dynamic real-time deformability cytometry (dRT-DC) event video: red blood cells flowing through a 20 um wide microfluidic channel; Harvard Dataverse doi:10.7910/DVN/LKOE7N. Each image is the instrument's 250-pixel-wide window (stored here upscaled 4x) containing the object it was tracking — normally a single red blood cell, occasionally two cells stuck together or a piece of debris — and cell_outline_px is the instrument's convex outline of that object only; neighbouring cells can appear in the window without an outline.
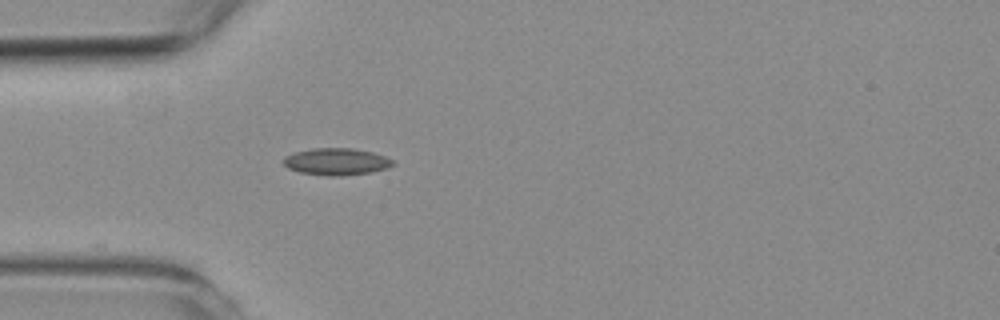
{"species": "common noctule bat (a hibernating species)", "species_latin": "Nyctalus noctula", "temperature_condition": "room temperature", "stored_images_in_passage": 42, "camera_frame_rate_fps": 3000, "um_per_image_px": 0.085, "animal": {"sex": "female", "body_mass_g": 19.3, "forearm_length_mm": 54.1}, "frame": {"image": 1, "passage_image": 1, "time_ms": 0.0, "image_size_px": [1000, 320], "cell_outline_px": [[396, 164], [388, 168], [372, 172], [344, 176], [328, 176], [300, 172], [288, 168], [280, 160], [284, 156], [296, 152], [312, 148], [352, 148], [372, 152], [396, 160]], "centroid_in_image_um": [28.62, 13.74], "position_along_channel_um": 56.4, "area_um2": 17.46}}
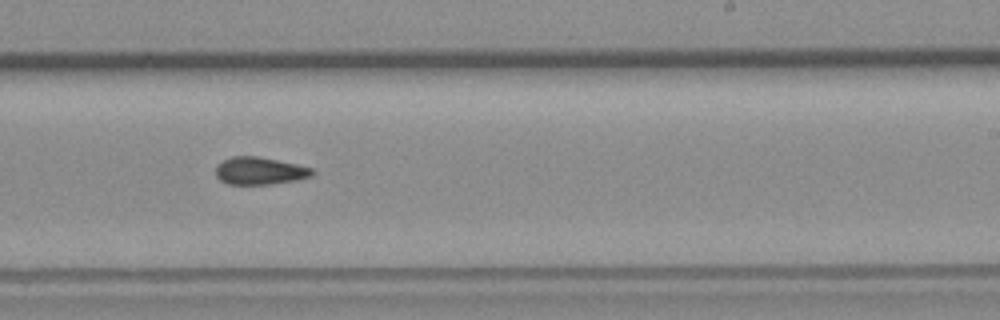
{"frame": {"image": 2, "passage_image": 19, "time_ms": 6.0, "image_size_px": [1000, 320], "cell_outline_px": [[316, 172], [312, 176], [296, 180], [272, 184], [228, 184], [220, 180], [216, 176], [216, 164], [232, 156], [256, 156], [296, 164], [312, 168]], "centroid_in_image_um": [22.07, 14.52], "position_along_channel_um": 266.9, "area_um2": 15.43}}
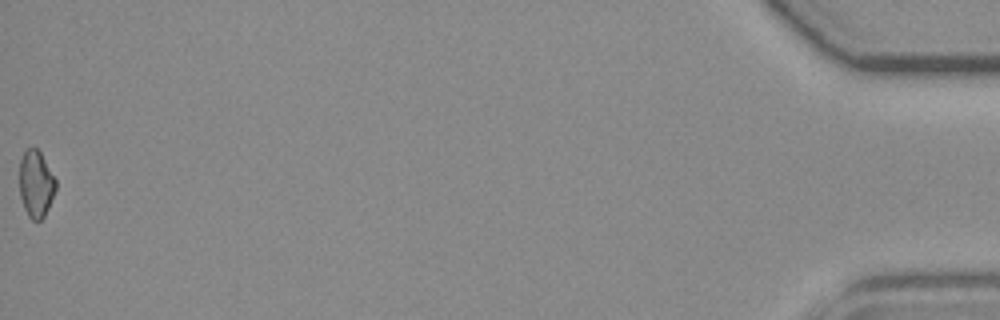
{"frame": {"image": 3, "passage_image": 42, "time_ms": 13.667, "image_size_px": [1000, 320], "cell_outline_px": [[56, 188], [48, 208], [44, 216], [40, 220], [32, 220], [28, 216], [24, 208], [20, 196], [20, 160], [24, 148], [36, 148], [40, 152], [56, 180]], "centroid_in_image_um": [3.04, 15.62], "position_along_channel_um": 432.2, "area_um2": 14.05}, "authors_computed_cell_mechanics": {"area_um2": 15.4326, "velocity_mm_per_s": 3.5714, "shape_relaxation_time_tau1_ms": null, "shape_relaxation_time_tau2_ms": 7.9635, "deformation_change_tau1": null, "deformation_change_tau2": 0.1186}}